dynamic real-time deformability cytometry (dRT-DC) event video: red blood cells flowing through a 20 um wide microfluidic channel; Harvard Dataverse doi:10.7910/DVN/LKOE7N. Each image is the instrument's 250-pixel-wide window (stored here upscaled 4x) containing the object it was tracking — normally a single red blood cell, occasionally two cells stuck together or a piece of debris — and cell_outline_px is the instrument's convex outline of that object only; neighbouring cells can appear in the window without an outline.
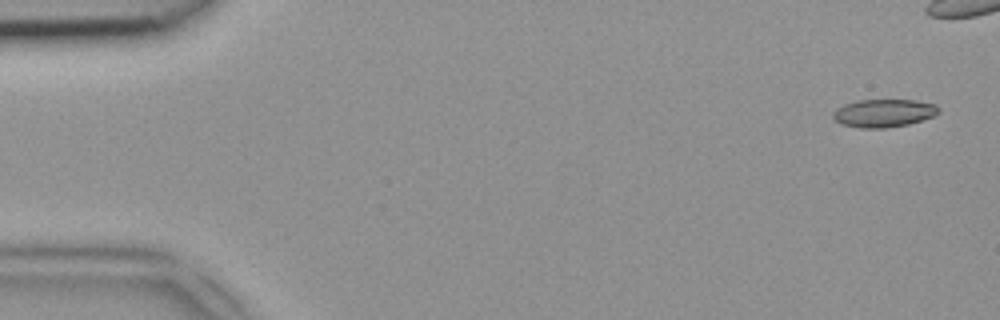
{"species": "common noctule bat (a hibernating species)", "species_latin": "Nyctalus noctula", "temperature_condition": "room temperature", "stored_images_in_passage": 38, "camera_frame_rate_fps": 3000, "um_per_image_px": 0.085, "animal": {"sex": "female", "body_mass_g": 18.4}, "frame": {"image": 1, "passage_image": 2, "time_ms": 0.333, "image_size_px": [1000, 320], "cell_outline_px": [[940, 112], [932, 116], [908, 124], [884, 128], [860, 128], [840, 124], [832, 116], [832, 112], [836, 108], [844, 104], [856, 100], [916, 100], [936, 104], [940, 108]], "centroid_in_image_um": [75.09, 9.6], "position_along_channel_um": 9.9, "area_um2": 17.28}}
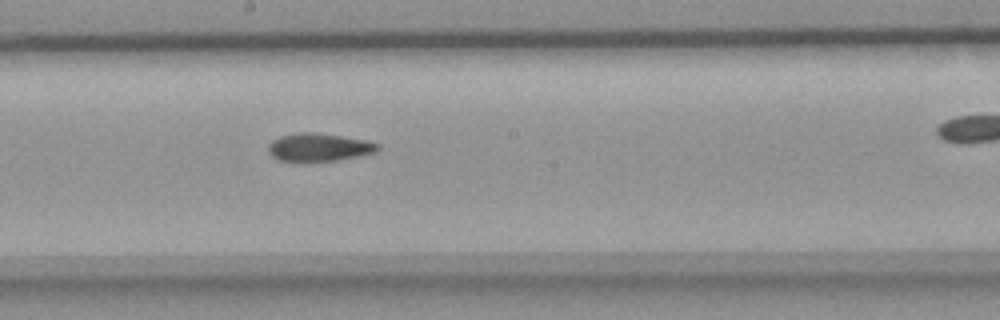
{"frame": {"image": 2, "passage_image": 26, "time_ms": 8.333, "image_size_px": [1000, 320], "cell_outline_px": [[380, 148], [376, 152], [336, 160], [280, 160], [272, 156], [268, 152], [268, 144], [272, 140], [280, 136], [300, 132], [312, 132], [340, 136], [364, 140], [380, 144]], "centroid_in_image_um": [27.09, 12.5], "position_along_channel_um": 221.1, "area_um2": 17.4}}
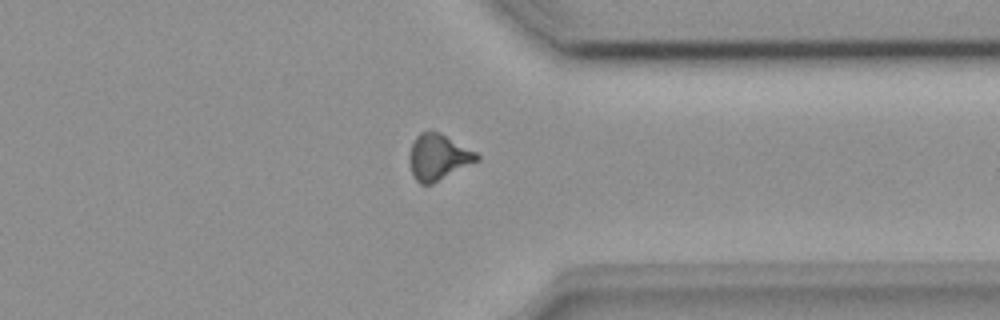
{"frame": {"image": 3, "passage_image": 37, "time_ms": 12.0, "image_size_px": [1000, 320], "cell_outline_px": [[480, 160], [432, 184], [420, 184], [412, 176], [408, 164], [408, 156], [412, 144], [416, 136], [420, 132], [440, 132], [476, 152], [480, 156]], "centroid_in_image_um": [37.23, 13.37], "position_along_channel_um": 374.2, "area_um2": 18.21}}